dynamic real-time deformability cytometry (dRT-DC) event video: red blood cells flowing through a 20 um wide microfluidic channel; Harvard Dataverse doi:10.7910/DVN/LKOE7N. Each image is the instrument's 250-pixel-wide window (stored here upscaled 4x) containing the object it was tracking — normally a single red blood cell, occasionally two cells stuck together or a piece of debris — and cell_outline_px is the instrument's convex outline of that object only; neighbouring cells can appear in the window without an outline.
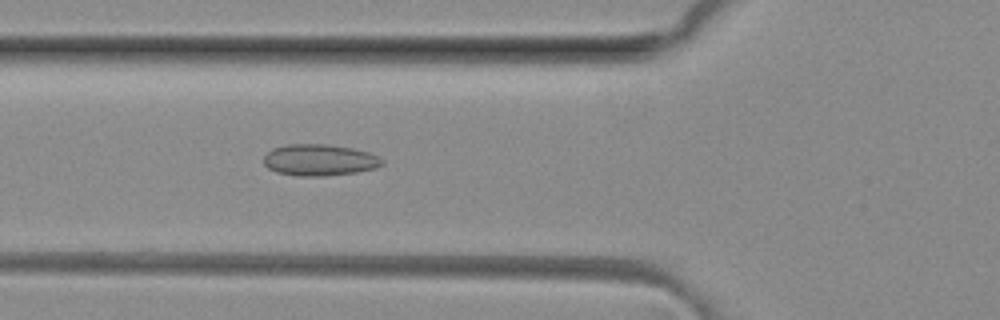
{"species": "common noctule bat (a hibernating species)", "species_latin": "Nyctalus noctula", "temperature_condition": "room temperature", "stored_images_in_passage": 44, "camera_frame_rate_fps": 3000, "um_per_image_px": 0.085, "animal": {"sex": "female", "body_mass_g": 29.2, "forearm_length_mm": 56.3}, "frame": {"image": 1, "passage_image": 12, "time_ms": 3.667, "image_size_px": [1000, 320], "cell_outline_px": [[384, 164], [376, 168], [356, 172], [324, 176], [296, 176], [276, 172], [268, 168], [264, 164], [264, 156], [272, 148], [284, 144], [324, 144], [352, 148], [368, 152], [384, 160]], "centroid_in_image_um": [27.13, 13.6], "position_along_channel_um": 98.7, "area_um2": 21.79}}
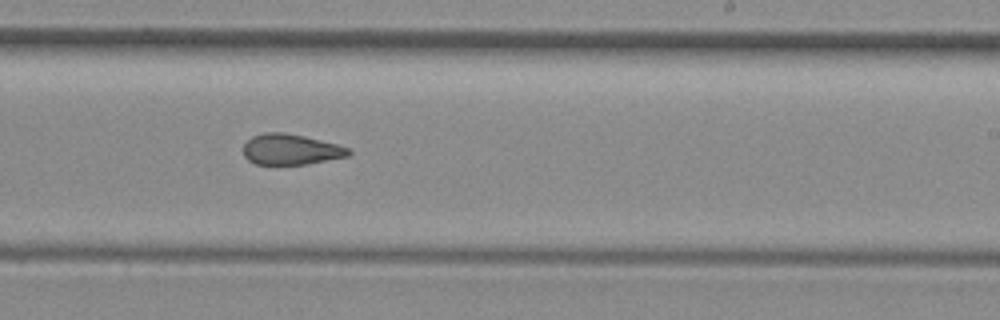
{"frame": {"image": 2, "passage_image": 24, "time_ms": 7.667, "image_size_px": [1000, 320], "cell_outline_px": [[352, 152], [348, 156], [304, 164], [256, 164], [248, 160], [244, 156], [244, 144], [252, 136], [264, 132], [284, 132], [304, 136], [336, 144], [348, 148]], "centroid_in_image_um": [24.69, 12.69], "position_along_channel_um": 264.3, "area_um2": 18.61}}
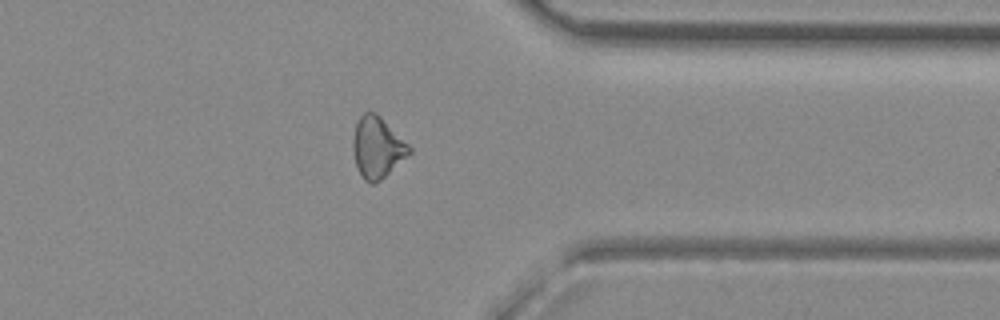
{"frame": {"image": 3, "passage_image": 33, "time_ms": 10.667, "image_size_px": [1000, 320], "cell_outline_px": [[412, 152], [380, 180], [372, 184], [364, 180], [356, 164], [352, 152], [352, 140], [356, 124], [360, 116], [364, 112], [376, 112], [412, 148]], "centroid_in_image_um": [32.05, 12.52], "position_along_channel_um": 379.3, "area_um2": 19.83}, "authors_computed_cell_mechanics": {"area_um2": 19.9121, "velocity_mm_per_s": 4.1405, "shape_relaxation_time_tau1_ms": null, "shape_relaxation_time_tau2_ms": 2.4614, "deformation_change_tau1": null, "deformation_change_tau2": 0.1015}}